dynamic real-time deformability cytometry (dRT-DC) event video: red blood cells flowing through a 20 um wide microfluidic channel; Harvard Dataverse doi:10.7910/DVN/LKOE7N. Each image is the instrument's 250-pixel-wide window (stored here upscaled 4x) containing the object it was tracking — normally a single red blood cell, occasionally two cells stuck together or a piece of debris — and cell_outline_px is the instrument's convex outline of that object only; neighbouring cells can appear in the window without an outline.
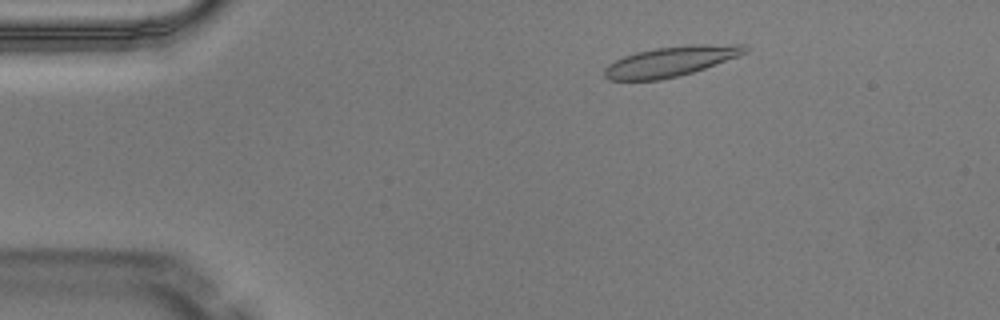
{"species": "Egyptian fruit bat (a non-hibernating species)", "species_latin": "Rousettus aegyptiacus", "temperature_condition": "warm", "stored_images_in_passage": 4, "camera_frame_rate_fps": 3000, "um_per_image_px": 0.085, "animal": {"sex": "male"}, "frame": {"image": 1, "passage_image": 2, "time_ms": 0.333, "image_size_px": [1000, 320], "cell_outline_px": [[748, 52], [704, 68], [692, 72], [660, 80], [608, 80], [604, 76], [604, 68], [608, 64], [624, 56], [636, 52], [656, 48], [688, 44], [744, 44], [748, 48]], "centroid_in_image_um": [57.0, 5.21], "position_along_channel_um": 28.0, "area_um2": 24.51}}